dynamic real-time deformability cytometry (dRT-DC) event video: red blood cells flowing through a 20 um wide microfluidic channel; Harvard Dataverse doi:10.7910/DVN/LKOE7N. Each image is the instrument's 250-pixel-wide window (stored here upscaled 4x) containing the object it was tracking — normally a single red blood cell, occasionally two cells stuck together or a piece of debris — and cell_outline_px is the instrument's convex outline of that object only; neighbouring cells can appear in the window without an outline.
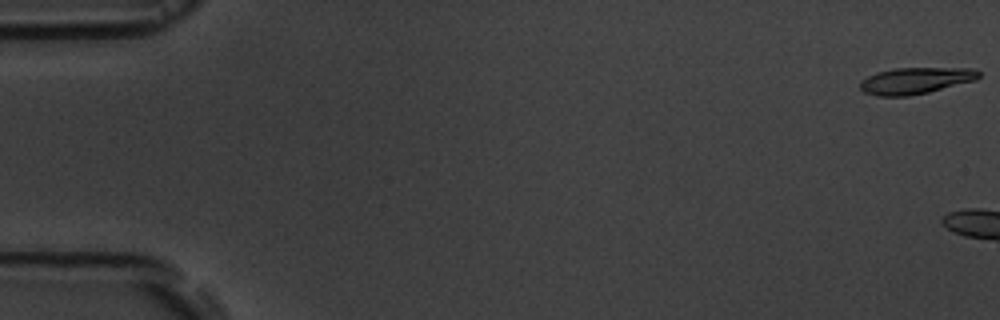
{"species": "common noctule bat (a hibernating species)", "species_latin": "Nyctalus noctula", "temperature_condition": "room temperature", "stored_images_in_passage": 19, "camera_frame_rate_fps": 3000, "um_per_image_px": 0.085, "animal": {"sex": "male", "body_mass_g": 19.5, "forearm_length_mm": 54.6}, "frame": {"image": 1, "passage_image": 1, "time_ms": 0.0, "image_size_px": [1000, 320], "cell_outline_px": [[980, 76], [976, 80], [928, 92], [908, 96], [876, 96], [864, 92], [860, 88], [860, 80], [876, 72], [892, 68], [976, 68], [980, 72]], "centroid_in_image_um": [77.81, 6.85], "position_along_channel_um": 7.2, "area_um2": 18.44}}
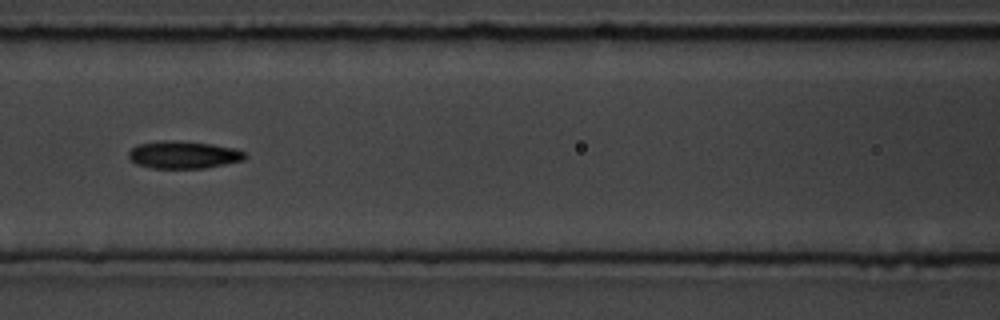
{"frame": {"image": 2, "passage_image": 9, "time_ms": 9.333, "image_size_px": [1000, 320], "cell_outline_px": [[248, 156], [244, 160], [204, 168], [152, 168], [136, 164], [128, 156], [128, 152], [136, 144], [160, 140], [172, 140], [212, 144], [236, 148], [244, 152]], "centroid_in_image_um": [15.59, 13.15], "position_along_channel_um": 151.0, "area_um2": 18.73}}
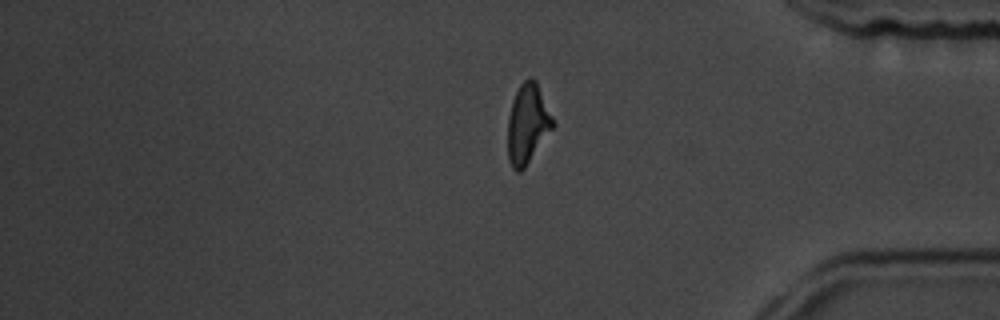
{"frame": {"image": 3, "passage_image": 19, "time_ms": 21.333, "image_size_px": [1000, 320], "cell_outline_px": [[556, 124], [524, 168], [520, 172], [516, 172], [512, 168], [508, 160], [508, 116], [512, 100], [520, 84], [528, 76], [532, 76], [536, 80]], "centroid_in_image_um": [44.84, 10.51], "position_along_channel_um": 390.4, "area_um2": 21.04}, "authors_computed_cell_mechanics": {"area_um2": 17.8024, "velocity_mm_per_s": 3.6273, "shape_relaxation_time_tau1_ms": 2.0652, "shape_relaxation_time_tau2_ms": 5.5232, "deformation_change_tau1": 0.0969, "deformation_change_tau2": 0.1013}}